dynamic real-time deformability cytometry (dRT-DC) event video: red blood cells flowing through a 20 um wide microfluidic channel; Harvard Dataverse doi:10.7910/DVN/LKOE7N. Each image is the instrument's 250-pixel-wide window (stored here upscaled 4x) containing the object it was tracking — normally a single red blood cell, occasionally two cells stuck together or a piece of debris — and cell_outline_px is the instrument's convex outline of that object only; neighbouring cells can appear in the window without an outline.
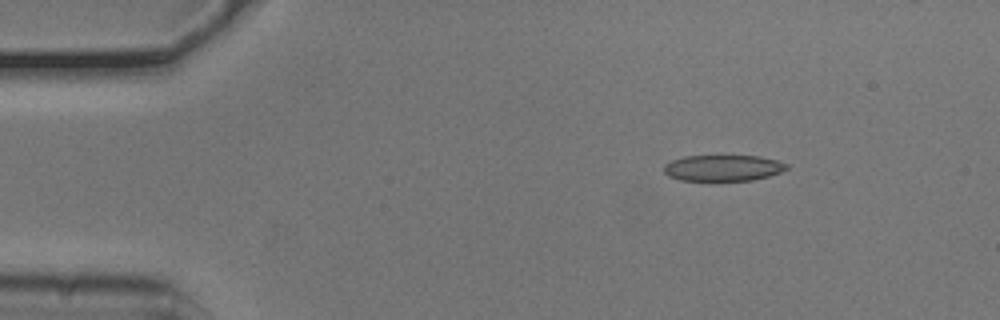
{"species": "common noctule bat (a hibernating species)", "species_latin": "Nyctalus noctula", "temperature_condition": "cold", "stored_images_in_passage": 47, "camera_frame_rate_fps": 3000, "um_per_image_px": 0.085, "animal": {"sex": "male", "body_mass_g": 20.5, "forearm_length_mm": 52.5}, "frame": {"image": 1, "passage_image": 2, "time_ms": 0.333, "image_size_px": [1000, 320], "cell_outline_px": [[788, 168], [780, 172], [768, 176], [752, 180], [680, 180], [668, 176], [664, 172], [664, 164], [672, 160], [684, 156], [760, 156], [776, 160], [788, 164]], "centroid_in_image_um": [61.44, 14.27], "position_along_channel_um": 23.6, "area_um2": 18.55}}
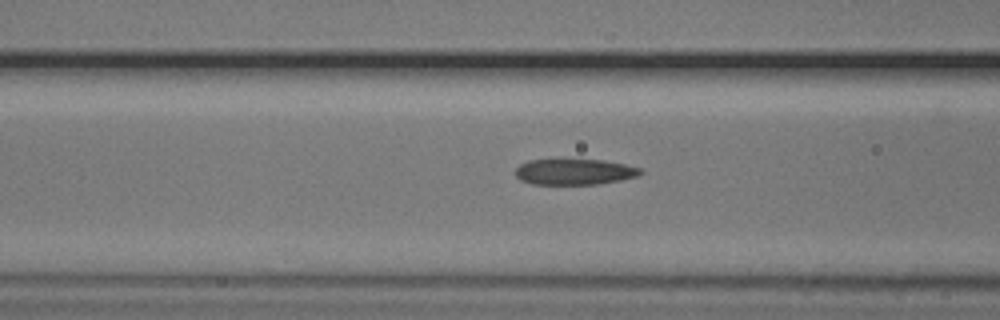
{"frame": {"image": 2, "passage_image": 15, "time_ms": 4.667, "image_size_px": [1000, 320], "cell_outline_px": [[644, 172], [640, 176], [620, 180], [596, 184], [532, 184], [520, 180], [516, 176], [516, 168], [520, 164], [528, 160], [552, 156], [556, 156], [604, 160], [624, 164], [640, 168]], "centroid_in_image_um": [48.78, 14.54], "position_along_channel_um": 117.8, "area_um2": 19.94}}
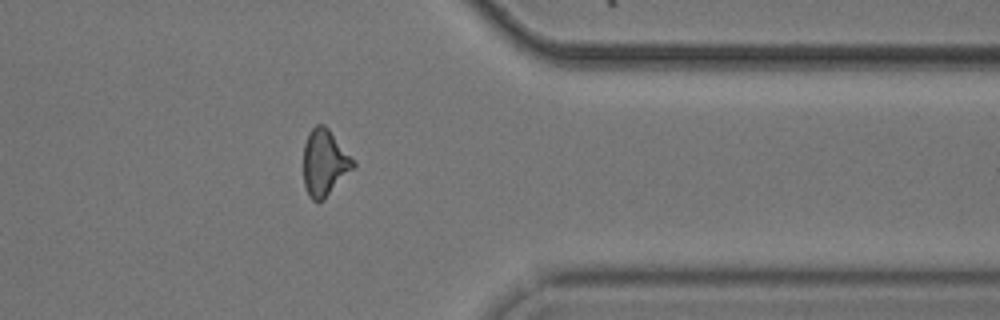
{"frame": {"image": 3, "passage_image": 37, "time_ms": 12.0, "image_size_px": [1000, 320], "cell_outline_px": [[356, 164], [324, 200], [312, 200], [308, 196], [304, 184], [304, 144], [308, 132], [316, 124], [324, 124], [328, 128], [356, 160]], "centroid_in_image_um": [27.59, 13.8], "position_along_channel_um": 383.8, "area_um2": 19.31}}